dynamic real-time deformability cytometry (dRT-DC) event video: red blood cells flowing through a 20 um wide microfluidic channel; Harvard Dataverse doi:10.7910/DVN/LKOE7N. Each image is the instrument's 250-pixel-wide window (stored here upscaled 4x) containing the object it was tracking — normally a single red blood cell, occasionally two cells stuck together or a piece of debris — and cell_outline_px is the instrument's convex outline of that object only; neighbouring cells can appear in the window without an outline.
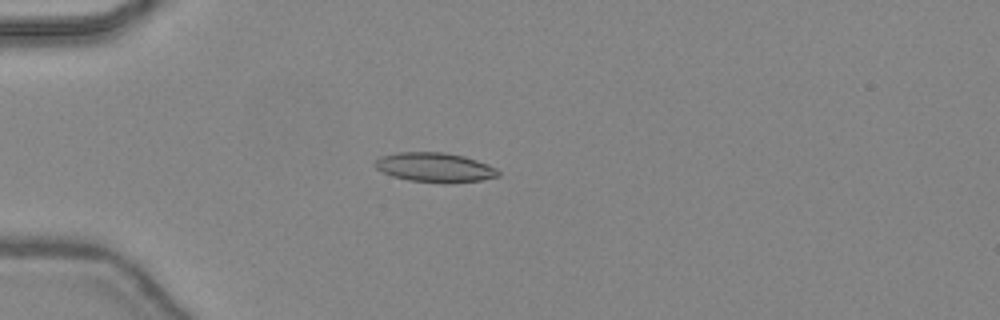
{"species": "common noctule bat (a hibernating species)", "species_latin": "Nyctalus noctula", "temperature_condition": "warm", "stored_images_in_passage": 46, "camera_frame_rate_fps": 3000, "um_per_image_px": 0.085, "animal": {"sex": "female", "body_mass_g": 24.6, "forearm_length_mm": 56.2}, "frame": {"image": 1, "passage_image": 13, "time_ms": 4.0, "image_size_px": [1000, 320], "cell_outline_px": [[500, 176], [480, 180], [444, 184], [408, 180], [392, 176], [376, 168], [372, 164], [380, 156], [396, 152], [444, 152], [464, 156], [488, 164], [496, 168], [500, 172]], "centroid_in_image_um": [36.95, 14.23], "position_along_channel_um": 48.0, "area_um2": 21.39}}
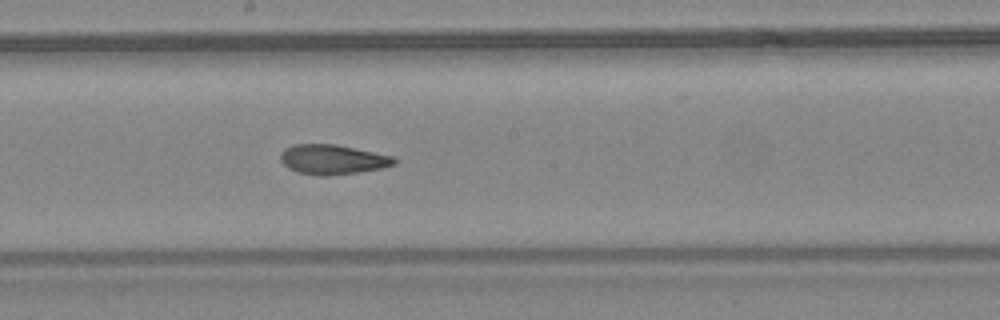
{"frame": {"image": 2, "passage_image": 26, "time_ms": 8.333, "image_size_px": [1000, 320], "cell_outline_px": [[396, 164], [384, 168], [360, 172], [328, 176], [320, 176], [296, 172], [288, 168], [280, 160], [280, 152], [284, 148], [292, 144], [336, 144], [396, 156]], "centroid_in_image_um": [28.29, 13.55], "position_along_channel_um": 219.9, "area_um2": 20.17}}
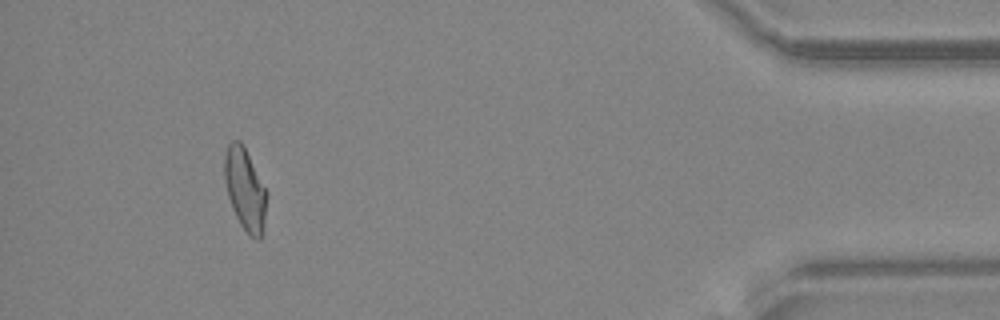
{"frame": {"image": 3, "passage_image": 43, "time_ms": 14.0, "image_size_px": [1000, 320], "cell_outline_px": [[268, 192], [264, 228], [260, 240], [256, 240], [240, 224], [232, 208], [228, 196], [224, 180], [224, 156], [228, 144], [232, 140], [240, 140]], "centroid_in_image_um": [20.84, 16.1], "position_along_channel_um": 414.4, "area_um2": 20.23}, "authors_computed_cell_mechanics": {"area_um2": 20.1144, "velocity_mm_per_s": 4.4755, "shape_relaxation_time_tau1_ms": null, "shape_relaxation_time_tau2_ms": 2.1129, "deformation_change_tau1": null, "deformation_change_tau2": 0.0949}}